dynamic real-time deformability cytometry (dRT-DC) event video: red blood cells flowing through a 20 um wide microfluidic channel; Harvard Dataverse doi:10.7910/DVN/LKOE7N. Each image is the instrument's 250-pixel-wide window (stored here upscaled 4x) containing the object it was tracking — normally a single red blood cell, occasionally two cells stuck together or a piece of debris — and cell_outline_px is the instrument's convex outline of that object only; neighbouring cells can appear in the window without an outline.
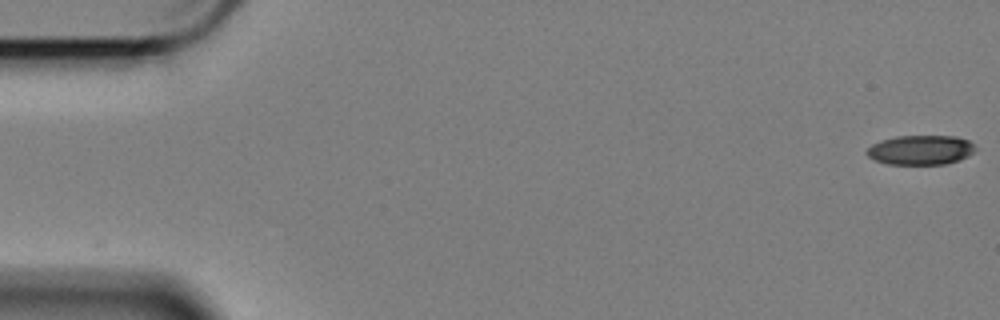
{"species": "Egyptian fruit bat (a non-hibernating species)", "species_latin": "Rousettus aegyptiacus", "temperature_condition": "cold", "stored_images_in_passage": 16, "camera_frame_rate_fps": 3000, "um_per_image_px": 0.085, "animal": {"sex": "female"}, "frame": {"image": 1, "passage_image": 1, "time_ms": 0.0, "image_size_px": [1000, 320], "cell_outline_px": [[976, 148], [968, 156], [960, 160], [944, 164], [888, 164], [876, 160], [868, 156], [864, 152], [872, 144], [880, 140], [896, 136], [956, 136], [968, 140]], "centroid_in_image_um": [78.23, 12.74], "position_along_channel_um": 6.8, "area_um2": 18.67}}